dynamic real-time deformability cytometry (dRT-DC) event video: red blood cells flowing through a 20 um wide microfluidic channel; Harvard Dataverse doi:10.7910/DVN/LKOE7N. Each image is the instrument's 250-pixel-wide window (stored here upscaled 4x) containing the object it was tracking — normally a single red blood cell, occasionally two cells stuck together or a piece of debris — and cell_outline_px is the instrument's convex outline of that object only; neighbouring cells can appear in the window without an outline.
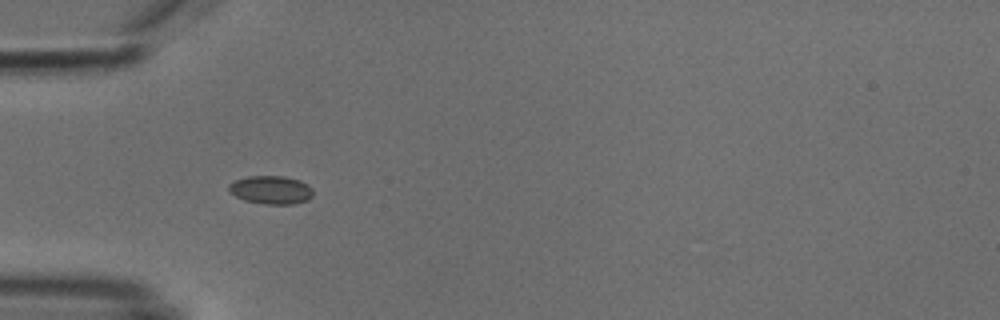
{"species": "common noctule bat (a hibernating species)", "species_latin": "Nyctalus noctula", "temperature_condition": "cold", "stored_images_in_passage": 36, "camera_frame_rate_fps": 3000, "um_per_image_px": 0.085, "animal": {"sex": "male", "body_mass_g": 18.8}, "frame": {"image": 1, "passage_image": 1, "time_ms": 0.0, "image_size_px": [1000, 320], "cell_outline_px": [[312, 196], [308, 200], [292, 204], [264, 204], [244, 200], [228, 192], [228, 184], [236, 180], [248, 176], [284, 176], [300, 180], [312, 188]], "centroid_in_image_um": [23.02, 16.14], "position_along_channel_um": 62.0, "area_um2": 13.93}}
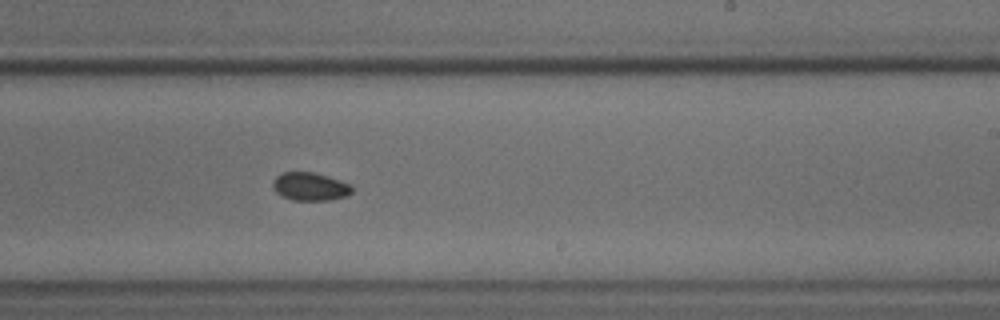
{"frame": {"image": 2, "passage_image": 17, "time_ms": 5.333, "image_size_px": [1000, 320], "cell_outline_px": [[352, 192], [348, 196], [328, 200], [292, 200], [276, 192], [272, 188], [272, 184], [276, 176], [284, 172], [312, 172], [328, 176], [352, 184]], "centroid_in_image_um": [26.38, 15.85], "position_along_channel_um": 262.6, "area_um2": 13.01}}
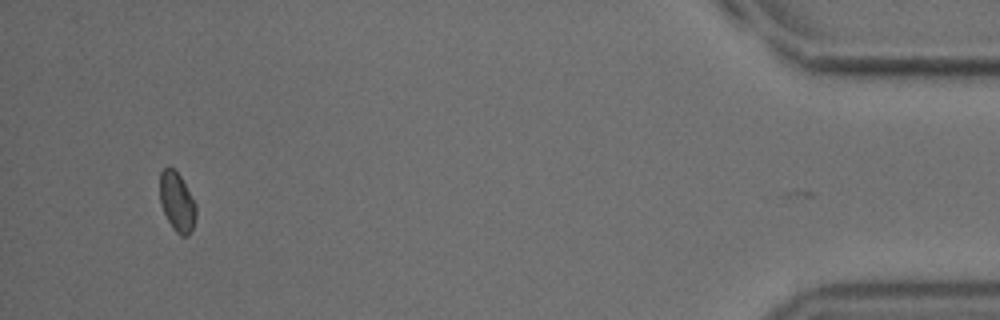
{"frame": {"image": 3, "passage_image": 35, "time_ms": 11.333, "image_size_px": [1000, 320], "cell_outline_px": [[196, 216], [192, 228], [188, 236], [180, 236], [172, 228], [160, 204], [160, 172], [168, 164], [180, 176], [196, 204]], "centroid_in_image_um": [15.03, 17.16], "position_along_channel_um": 420.2, "area_um2": 12.48}, "authors_computed_cell_mechanics": {"area_um2": 12.8605, "velocity_mm_per_s": 3.8157, "shape_relaxation_time_tau1_ms": 1.2635, "shape_relaxation_time_tau2_ms": null, "deformation_change_tau1": 0.0412, "deformation_change_tau2": null}}